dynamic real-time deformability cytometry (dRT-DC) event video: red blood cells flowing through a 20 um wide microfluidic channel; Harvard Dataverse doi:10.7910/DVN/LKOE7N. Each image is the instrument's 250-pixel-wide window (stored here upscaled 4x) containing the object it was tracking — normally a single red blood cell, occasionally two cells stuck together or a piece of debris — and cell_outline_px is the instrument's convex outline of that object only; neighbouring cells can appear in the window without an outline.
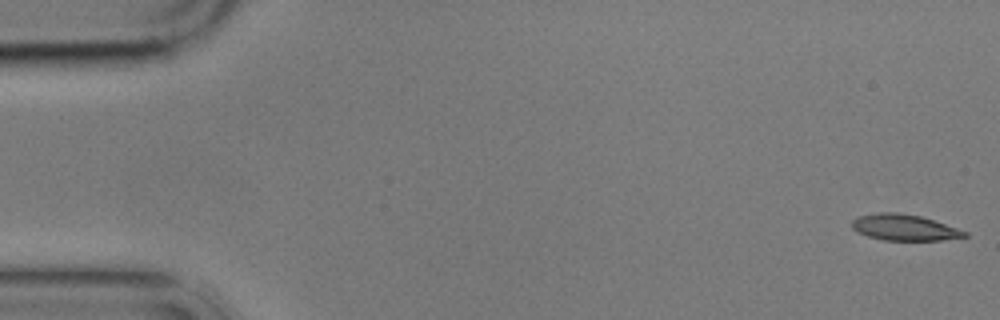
{"species": "common noctule bat (a hibernating species)", "species_latin": "Nyctalus noctula", "temperature_condition": "cold", "stored_images_in_passage": 5, "camera_frame_rate_fps": 3000, "um_per_image_px": 0.085, "animal": {"sex": "male", "body_mass_g": 17.9}, "frame": {"image": 1, "passage_image": 1, "time_ms": 0.0, "image_size_px": [1000, 320], "cell_outline_px": [[968, 236], [940, 240], [884, 240], [868, 236], [856, 232], [852, 228], [852, 220], [856, 216], [876, 212], [896, 212], [920, 216], [968, 232]], "centroid_in_image_um": [76.8, 19.33], "position_along_channel_um": 8.2, "area_um2": 17.05}}
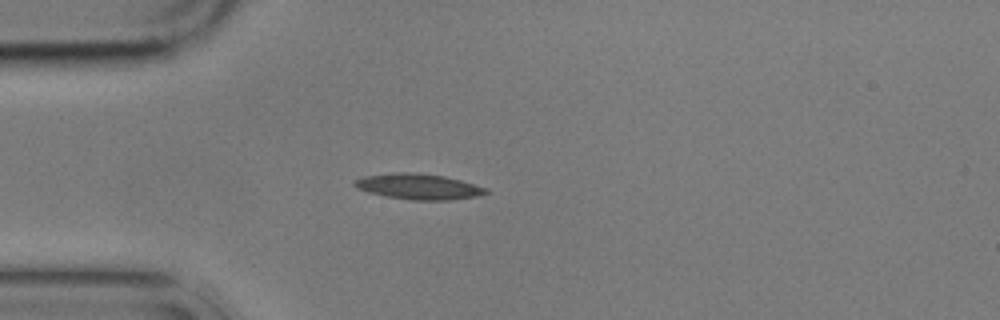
{"frame": {"image": 2, "passage_image": 5, "time_ms": 4.667, "image_size_px": [1000, 320], "cell_outline_px": [[492, 192], [476, 196], [452, 200], [412, 200], [388, 196], [368, 192], [356, 188], [352, 184], [352, 180], [364, 176], [396, 172], [412, 172], [444, 176], [460, 180], [488, 188]], "centroid_in_image_um": [35.58, 15.85], "position_along_channel_um": 49.4, "area_um2": 19.71}}